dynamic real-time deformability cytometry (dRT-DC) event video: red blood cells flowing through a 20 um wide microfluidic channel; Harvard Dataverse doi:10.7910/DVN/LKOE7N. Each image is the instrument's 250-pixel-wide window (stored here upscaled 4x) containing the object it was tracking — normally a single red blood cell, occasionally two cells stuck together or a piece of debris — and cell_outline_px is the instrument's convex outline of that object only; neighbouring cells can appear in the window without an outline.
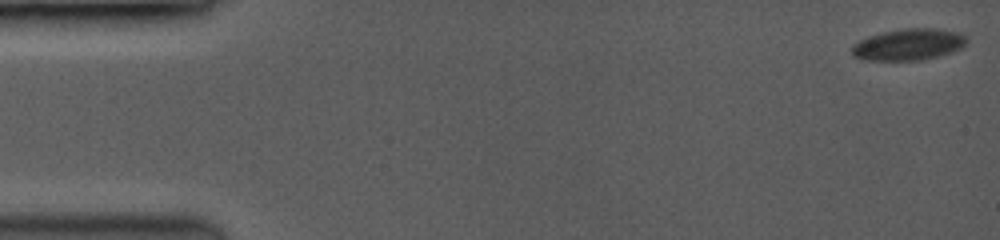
{"species": "common noctule bat (a hibernating species)", "species_latin": "Nyctalus noctula", "temperature_condition": "room temperature", "stored_images_in_passage": 10, "camera_frame_rate_fps": 3500, "um_per_image_px": 0.085, "animal": {"sex": "female", "body_mass_g": 19.0, "forearm_length_mm": 53.3}, "frame": {"image": 1, "passage_image": 1, "time_ms": 0.0, "image_size_px": [1000, 240], "cell_outline_px": [[964, 44], [948, 52], [936, 56], [920, 60], [872, 60], [856, 56], [852, 52], [852, 48], [860, 40], [872, 36], [888, 32], [912, 28], [932, 28], [952, 32], [964, 36]], "centroid_in_image_um": [77.19, 3.79], "position_along_channel_um": 7.8, "area_um2": 19.71}}
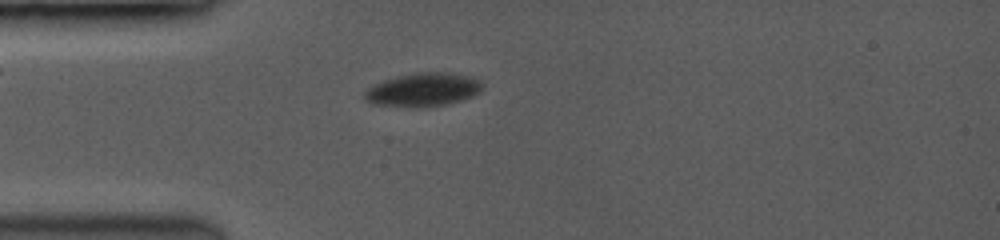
{"frame": {"image": 2, "passage_image": 7, "time_ms": 4.857, "image_size_px": [1000, 240], "cell_outline_px": [[480, 88], [472, 96], [444, 104], [376, 104], [368, 100], [364, 96], [364, 92], [376, 84], [384, 80], [400, 76], [424, 72], [428, 72], [456, 76], [476, 80], [480, 84]], "centroid_in_image_um": [35.88, 7.6], "position_along_channel_um": 49.1, "area_um2": 20.46}}